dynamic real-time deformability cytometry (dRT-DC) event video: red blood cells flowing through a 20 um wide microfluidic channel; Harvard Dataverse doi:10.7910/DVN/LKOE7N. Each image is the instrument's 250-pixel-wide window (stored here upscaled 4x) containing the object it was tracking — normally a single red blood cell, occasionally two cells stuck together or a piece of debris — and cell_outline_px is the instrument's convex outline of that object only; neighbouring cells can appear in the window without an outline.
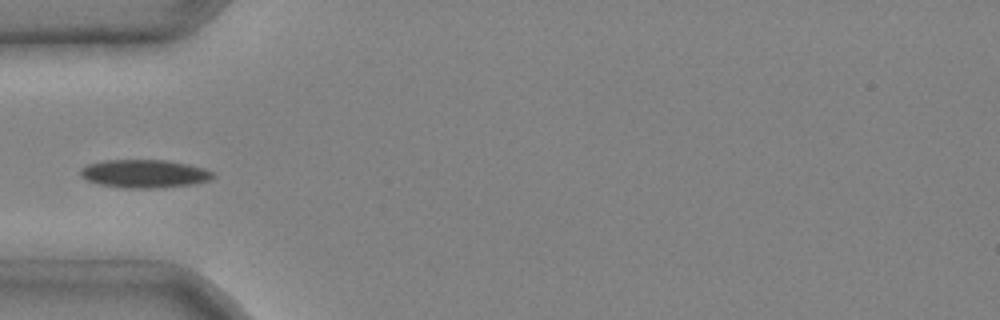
{"species": "common noctule bat (a hibernating species)", "species_latin": "Nyctalus noctula", "temperature_condition": "cold", "stored_images_in_passage": 3, "camera_frame_rate_fps": 3000, "um_per_image_px": 0.085, "animal": {"sex": "male", "body_mass_g": 20.4}, "frame": {"image": 1, "passage_image": 3, "time_ms": 0.667, "image_size_px": [1000, 320], "cell_outline_px": [[216, 176], [212, 180], [192, 184], [152, 188], [124, 188], [100, 184], [88, 180], [80, 176], [80, 168], [88, 164], [104, 160], [164, 160], [188, 164], [204, 168], [212, 172]], "centroid_in_image_um": [12.28, 14.76], "position_along_channel_um": 72.7, "area_um2": 21.73}}